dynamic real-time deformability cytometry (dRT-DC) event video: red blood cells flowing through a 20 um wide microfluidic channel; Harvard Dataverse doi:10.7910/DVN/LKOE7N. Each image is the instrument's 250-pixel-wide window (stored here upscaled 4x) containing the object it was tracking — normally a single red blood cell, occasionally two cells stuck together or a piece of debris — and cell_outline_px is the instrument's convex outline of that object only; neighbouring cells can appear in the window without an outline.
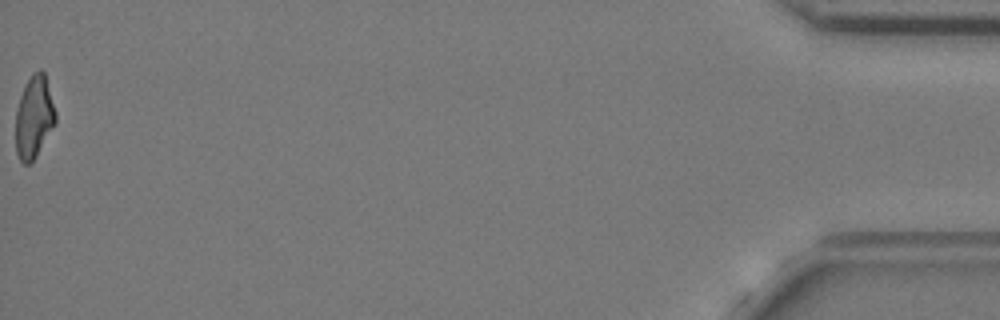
{"species": "common noctule bat (a hibernating species)", "species_latin": "Nyctalus noctula", "temperature_condition": "cold", "stored_images_in_passage": 49, "camera_frame_rate_fps": 3000, "um_per_image_px": 0.085, "animal": {"sex": "female", "body_mass_g": 24.6, "forearm_length_mm": 56.2}, "frame": {"image": 1, "passage_image": 49, "time_ms": 16.0, "image_size_px": [1000, 320], "cell_outline_px": [[56, 124], [36, 156], [28, 164], [24, 164], [20, 160], [16, 152], [16, 108], [24, 84], [32, 72], [40, 68], [44, 72], [56, 112]], "centroid_in_image_um": [2.89, 9.92], "position_along_channel_um": 432.3, "area_um2": 19.31}, "authors_computed_cell_mechanics": {"area_um2": 20.0566, "velocity_mm_per_s": 3.6956, "shape_relaxation_time_tau1_ms": null, "shape_relaxation_time_tau2_ms": 4.5305, "deformation_change_tau1": null, "deformation_change_tau2": 0.1426}}